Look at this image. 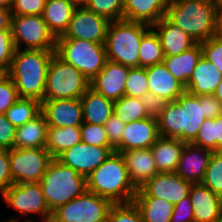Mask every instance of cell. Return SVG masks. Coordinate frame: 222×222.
<instances>
[{
  "label": "cell",
  "instance_id": "obj_1",
  "mask_svg": "<svg viewBox=\"0 0 222 222\" xmlns=\"http://www.w3.org/2000/svg\"><path fill=\"white\" fill-rule=\"evenodd\" d=\"M55 51L15 49L9 71L19 98L44 100L49 63Z\"/></svg>",
  "mask_w": 222,
  "mask_h": 222
},
{
  "label": "cell",
  "instance_id": "obj_2",
  "mask_svg": "<svg viewBox=\"0 0 222 222\" xmlns=\"http://www.w3.org/2000/svg\"><path fill=\"white\" fill-rule=\"evenodd\" d=\"M205 119L204 103H200L199 95L185 91L176 101L167 102L157 119L159 135L191 143Z\"/></svg>",
  "mask_w": 222,
  "mask_h": 222
},
{
  "label": "cell",
  "instance_id": "obj_3",
  "mask_svg": "<svg viewBox=\"0 0 222 222\" xmlns=\"http://www.w3.org/2000/svg\"><path fill=\"white\" fill-rule=\"evenodd\" d=\"M87 190L113 204L133 202L137 188L130 181L121 153L113 152L86 178Z\"/></svg>",
  "mask_w": 222,
  "mask_h": 222
},
{
  "label": "cell",
  "instance_id": "obj_4",
  "mask_svg": "<svg viewBox=\"0 0 222 222\" xmlns=\"http://www.w3.org/2000/svg\"><path fill=\"white\" fill-rule=\"evenodd\" d=\"M216 10L214 0H171L165 16L201 43L215 36Z\"/></svg>",
  "mask_w": 222,
  "mask_h": 222
},
{
  "label": "cell",
  "instance_id": "obj_5",
  "mask_svg": "<svg viewBox=\"0 0 222 222\" xmlns=\"http://www.w3.org/2000/svg\"><path fill=\"white\" fill-rule=\"evenodd\" d=\"M151 29L143 22L110 21L105 39L107 60L125 66L139 67V52L142 37Z\"/></svg>",
  "mask_w": 222,
  "mask_h": 222
},
{
  "label": "cell",
  "instance_id": "obj_6",
  "mask_svg": "<svg viewBox=\"0 0 222 222\" xmlns=\"http://www.w3.org/2000/svg\"><path fill=\"white\" fill-rule=\"evenodd\" d=\"M51 212L87 190L86 177L54 158L40 181Z\"/></svg>",
  "mask_w": 222,
  "mask_h": 222
},
{
  "label": "cell",
  "instance_id": "obj_7",
  "mask_svg": "<svg viewBox=\"0 0 222 222\" xmlns=\"http://www.w3.org/2000/svg\"><path fill=\"white\" fill-rule=\"evenodd\" d=\"M1 197L8 208L20 213L19 217L12 216L6 221L38 222V217L39 222L51 221L52 212L46 203L40 182L12 184L1 194ZM33 214L37 216L35 219L32 217ZM20 217L23 219L21 220Z\"/></svg>",
  "mask_w": 222,
  "mask_h": 222
},
{
  "label": "cell",
  "instance_id": "obj_8",
  "mask_svg": "<svg viewBox=\"0 0 222 222\" xmlns=\"http://www.w3.org/2000/svg\"><path fill=\"white\" fill-rule=\"evenodd\" d=\"M55 54L78 69L90 81L107 62L105 45L89 40L56 39Z\"/></svg>",
  "mask_w": 222,
  "mask_h": 222
},
{
  "label": "cell",
  "instance_id": "obj_9",
  "mask_svg": "<svg viewBox=\"0 0 222 222\" xmlns=\"http://www.w3.org/2000/svg\"><path fill=\"white\" fill-rule=\"evenodd\" d=\"M90 88V80L78 69L53 55L47 70L44 100L80 99Z\"/></svg>",
  "mask_w": 222,
  "mask_h": 222
},
{
  "label": "cell",
  "instance_id": "obj_10",
  "mask_svg": "<svg viewBox=\"0 0 222 222\" xmlns=\"http://www.w3.org/2000/svg\"><path fill=\"white\" fill-rule=\"evenodd\" d=\"M113 203L86 190L52 212L50 222H106Z\"/></svg>",
  "mask_w": 222,
  "mask_h": 222
},
{
  "label": "cell",
  "instance_id": "obj_11",
  "mask_svg": "<svg viewBox=\"0 0 222 222\" xmlns=\"http://www.w3.org/2000/svg\"><path fill=\"white\" fill-rule=\"evenodd\" d=\"M10 29L15 49H56V38L42 15H12Z\"/></svg>",
  "mask_w": 222,
  "mask_h": 222
},
{
  "label": "cell",
  "instance_id": "obj_12",
  "mask_svg": "<svg viewBox=\"0 0 222 222\" xmlns=\"http://www.w3.org/2000/svg\"><path fill=\"white\" fill-rule=\"evenodd\" d=\"M53 159L46 148L10 149V171L14 184L40 182Z\"/></svg>",
  "mask_w": 222,
  "mask_h": 222
},
{
  "label": "cell",
  "instance_id": "obj_13",
  "mask_svg": "<svg viewBox=\"0 0 222 222\" xmlns=\"http://www.w3.org/2000/svg\"><path fill=\"white\" fill-rule=\"evenodd\" d=\"M109 23L108 19L97 15L79 3L66 31L56 39H80L104 44Z\"/></svg>",
  "mask_w": 222,
  "mask_h": 222
},
{
  "label": "cell",
  "instance_id": "obj_14",
  "mask_svg": "<svg viewBox=\"0 0 222 222\" xmlns=\"http://www.w3.org/2000/svg\"><path fill=\"white\" fill-rule=\"evenodd\" d=\"M192 184L176 172H158L140 188H137L134 197H156L175 205L189 196Z\"/></svg>",
  "mask_w": 222,
  "mask_h": 222
},
{
  "label": "cell",
  "instance_id": "obj_15",
  "mask_svg": "<svg viewBox=\"0 0 222 222\" xmlns=\"http://www.w3.org/2000/svg\"><path fill=\"white\" fill-rule=\"evenodd\" d=\"M115 152L113 147L92 146L80 142L65 150L56 159L63 165L74 169L78 174L88 175L99 167L111 154Z\"/></svg>",
  "mask_w": 222,
  "mask_h": 222
},
{
  "label": "cell",
  "instance_id": "obj_16",
  "mask_svg": "<svg viewBox=\"0 0 222 222\" xmlns=\"http://www.w3.org/2000/svg\"><path fill=\"white\" fill-rule=\"evenodd\" d=\"M41 112L48 127H80L83 124V107L80 99L43 100Z\"/></svg>",
  "mask_w": 222,
  "mask_h": 222
},
{
  "label": "cell",
  "instance_id": "obj_17",
  "mask_svg": "<svg viewBox=\"0 0 222 222\" xmlns=\"http://www.w3.org/2000/svg\"><path fill=\"white\" fill-rule=\"evenodd\" d=\"M131 67L107 60L103 69L90 81V88L113 101L125 95V84Z\"/></svg>",
  "mask_w": 222,
  "mask_h": 222
},
{
  "label": "cell",
  "instance_id": "obj_18",
  "mask_svg": "<svg viewBox=\"0 0 222 222\" xmlns=\"http://www.w3.org/2000/svg\"><path fill=\"white\" fill-rule=\"evenodd\" d=\"M160 137L158 122L150 117L129 122L122 134L121 142L114 148L115 152H126L132 149L151 148Z\"/></svg>",
  "mask_w": 222,
  "mask_h": 222
},
{
  "label": "cell",
  "instance_id": "obj_19",
  "mask_svg": "<svg viewBox=\"0 0 222 222\" xmlns=\"http://www.w3.org/2000/svg\"><path fill=\"white\" fill-rule=\"evenodd\" d=\"M212 154V150L186 143L175 172L193 184L202 183Z\"/></svg>",
  "mask_w": 222,
  "mask_h": 222
},
{
  "label": "cell",
  "instance_id": "obj_20",
  "mask_svg": "<svg viewBox=\"0 0 222 222\" xmlns=\"http://www.w3.org/2000/svg\"><path fill=\"white\" fill-rule=\"evenodd\" d=\"M151 28L158 35L164 56L178 55L196 44L184 30L173 24L166 16L151 25Z\"/></svg>",
  "mask_w": 222,
  "mask_h": 222
},
{
  "label": "cell",
  "instance_id": "obj_21",
  "mask_svg": "<svg viewBox=\"0 0 222 222\" xmlns=\"http://www.w3.org/2000/svg\"><path fill=\"white\" fill-rule=\"evenodd\" d=\"M189 196L194 222H214L222 214V198L202 183L192 184Z\"/></svg>",
  "mask_w": 222,
  "mask_h": 222
},
{
  "label": "cell",
  "instance_id": "obj_22",
  "mask_svg": "<svg viewBox=\"0 0 222 222\" xmlns=\"http://www.w3.org/2000/svg\"><path fill=\"white\" fill-rule=\"evenodd\" d=\"M120 153L124 158L130 181L136 188H140L158 173L151 148L132 149Z\"/></svg>",
  "mask_w": 222,
  "mask_h": 222
},
{
  "label": "cell",
  "instance_id": "obj_23",
  "mask_svg": "<svg viewBox=\"0 0 222 222\" xmlns=\"http://www.w3.org/2000/svg\"><path fill=\"white\" fill-rule=\"evenodd\" d=\"M149 92L166 101H176L186 90L163 63L146 67Z\"/></svg>",
  "mask_w": 222,
  "mask_h": 222
},
{
  "label": "cell",
  "instance_id": "obj_24",
  "mask_svg": "<svg viewBox=\"0 0 222 222\" xmlns=\"http://www.w3.org/2000/svg\"><path fill=\"white\" fill-rule=\"evenodd\" d=\"M170 2L171 0H124V19L153 25L166 15Z\"/></svg>",
  "mask_w": 222,
  "mask_h": 222
},
{
  "label": "cell",
  "instance_id": "obj_25",
  "mask_svg": "<svg viewBox=\"0 0 222 222\" xmlns=\"http://www.w3.org/2000/svg\"><path fill=\"white\" fill-rule=\"evenodd\" d=\"M221 81L222 73L212 62L201 56L185 90L193 95H210L214 94Z\"/></svg>",
  "mask_w": 222,
  "mask_h": 222
},
{
  "label": "cell",
  "instance_id": "obj_26",
  "mask_svg": "<svg viewBox=\"0 0 222 222\" xmlns=\"http://www.w3.org/2000/svg\"><path fill=\"white\" fill-rule=\"evenodd\" d=\"M78 5L77 0H47L42 17L55 38L64 34Z\"/></svg>",
  "mask_w": 222,
  "mask_h": 222
},
{
  "label": "cell",
  "instance_id": "obj_27",
  "mask_svg": "<svg viewBox=\"0 0 222 222\" xmlns=\"http://www.w3.org/2000/svg\"><path fill=\"white\" fill-rule=\"evenodd\" d=\"M185 142L176 138L159 137L151 146L158 172H175Z\"/></svg>",
  "mask_w": 222,
  "mask_h": 222
},
{
  "label": "cell",
  "instance_id": "obj_28",
  "mask_svg": "<svg viewBox=\"0 0 222 222\" xmlns=\"http://www.w3.org/2000/svg\"><path fill=\"white\" fill-rule=\"evenodd\" d=\"M83 107V123L105 125L114 114V101L89 88L80 98Z\"/></svg>",
  "mask_w": 222,
  "mask_h": 222
},
{
  "label": "cell",
  "instance_id": "obj_29",
  "mask_svg": "<svg viewBox=\"0 0 222 222\" xmlns=\"http://www.w3.org/2000/svg\"><path fill=\"white\" fill-rule=\"evenodd\" d=\"M48 124L41 113L32 121L17 127L14 138V148H45L47 143Z\"/></svg>",
  "mask_w": 222,
  "mask_h": 222
},
{
  "label": "cell",
  "instance_id": "obj_30",
  "mask_svg": "<svg viewBox=\"0 0 222 222\" xmlns=\"http://www.w3.org/2000/svg\"><path fill=\"white\" fill-rule=\"evenodd\" d=\"M202 56V47L196 43L190 49L174 56H164L163 64L184 87L190 79L198 60Z\"/></svg>",
  "mask_w": 222,
  "mask_h": 222
},
{
  "label": "cell",
  "instance_id": "obj_31",
  "mask_svg": "<svg viewBox=\"0 0 222 222\" xmlns=\"http://www.w3.org/2000/svg\"><path fill=\"white\" fill-rule=\"evenodd\" d=\"M82 142L80 127H48L46 150L57 158L65 150Z\"/></svg>",
  "mask_w": 222,
  "mask_h": 222
},
{
  "label": "cell",
  "instance_id": "obj_32",
  "mask_svg": "<svg viewBox=\"0 0 222 222\" xmlns=\"http://www.w3.org/2000/svg\"><path fill=\"white\" fill-rule=\"evenodd\" d=\"M134 204L139 208L143 222H170L174 205L156 197H134Z\"/></svg>",
  "mask_w": 222,
  "mask_h": 222
},
{
  "label": "cell",
  "instance_id": "obj_33",
  "mask_svg": "<svg viewBox=\"0 0 222 222\" xmlns=\"http://www.w3.org/2000/svg\"><path fill=\"white\" fill-rule=\"evenodd\" d=\"M191 143L213 152L222 151V115L206 118Z\"/></svg>",
  "mask_w": 222,
  "mask_h": 222
},
{
  "label": "cell",
  "instance_id": "obj_34",
  "mask_svg": "<svg viewBox=\"0 0 222 222\" xmlns=\"http://www.w3.org/2000/svg\"><path fill=\"white\" fill-rule=\"evenodd\" d=\"M41 113V101L34 98H19L5 112V116L17 128L32 121Z\"/></svg>",
  "mask_w": 222,
  "mask_h": 222
},
{
  "label": "cell",
  "instance_id": "obj_35",
  "mask_svg": "<svg viewBox=\"0 0 222 222\" xmlns=\"http://www.w3.org/2000/svg\"><path fill=\"white\" fill-rule=\"evenodd\" d=\"M139 67H149L163 63L164 53L156 32L151 28L141 40Z\"/></svg>",
  "mask_w": 222,
  "mask_h": 222
},
{
  "label": "cell",
  "instance_id": "obj_36",
  "mask_svg": "<svg viewBox=\"0 0 222 222\" xmlns=\"http://www.w3.org/2000/svg\"><path fill=\"white\" fill-rule=\"evenodd\" d=\"M114 114L125 124L149 117L139 98L126 95L114 101Z\"/></svg>",
  "mask_w": 222,
  "mask_h": 222
},
{
  "label": "cell",
  "instance_id": "obj_37",
  "mask_svg": "<svg viewBox=\"0 0 222 222\" xmlns=\"http://www.w3.org/2000/svg\"><path fill=\"white\" fill-rule=\"evenodd\" d=\"M80 3L88 10L105 17L109 21L124 19V0H82Z\"/></svg>",
  "mask_w": 222,
  "mask_h": 222
},
{
  "label": "cell",
  "instance_id": "obj_38",
  "mask_svg": "<svg viewBox=\"0 0 222 222\" xmlns=\"http://www.w3.org/2000/svg\"><path fill=\"white\" fill-rule=\"evenodd\" d=\"M202 184L222 198V151L211 155Z\"/></svg>",
  "mask_w": 222,
  "mask_h": 222
},
{
  "label": "cell",
  "instance_id": "obj_39",
  "mask_svg": "<svg viewBox=\"0 0 222 222\" xmlns=\"http://www.w3.org/2000/svg\"><path fill=\"white\" fill-rule=\"evenodd\" d=\"M147 92H149V85L146 68H130L125 84V95L129 97L139 98Z\"/></svg>",
  "mask_w": 222,
  "mask_h": 222
},
{
  "label": "cell",
  "instance_id": "obj_40",
  "mask_svg": "<svg viewBox=\"0 0 222 222\" xmlns=\"http://www.w3.org/2000/svg\"><path fill=\"white\" fill-rule=\"evenodd\" d=\"M106 222H143V218L134 202L117 203L110 207Z\"/></svg>",
  "mask_w": 222,
  "mask_h": 222
},
{
  "label": "cell",
  "instance_id": "obj_41",
  "mask_svg": "<svg viewBox=\"0 0 222 222\" xmlns=\"http://www.w3.org/2000/svg\"><path fill=\"white\" fill-rule=\"evenodd\" d=\"M80 132L83 143L99 147H112L109 143L104 125L83 123L80 126Z\"/></svg>",
  "mask_w": 222,
  "mask_h": 222
},
{
  "label": "cell",
  "instance_id": "obj_42",
  "mask_svg": "<svg viewBox=\"0 0 222 222\" xmlns=\"http://www.w3.org/2000/svg\"><path fill=\"white\" fill-rule=\"evenodd\" d=\"M18 99L13 80L6 73H2L0 75V114H5Z\"/></svg>",
  "mask_w": 222,
  "mask_h": 222
},
{
  "label": "cell",
  "instance_id": "obj_43",
  "mask_svg": "<svg viewBox=\"0 0 222 222\" xmlns=\"http://www.w3.org/2000/svg\"><path fill=\"white\" fill-rule=\"evenodd\" d=\"M15 52L11 30H0V72L9 71Z\"/></svg>",
  "mask_w": 222,
  "mask_h": 222
},
{
  "label": "cell",
  "instance_id": "obj_44",
  "mask_svg": "<svg viewBox=\"0 0 222 222\" xmlns=\"http://www.w3.org/2000/svg\"><path fill=\"white\" fill-rule=\"evenodd\" d=\"M200 44L202 56L212 62L222 73V39L213 36Z\"/></svg>",
  "mask_w": 222,
  "mask_h": 222
},
{
  "label": "cell",
  "instance_id": "obj_45",
  "mask_svg": "<svg viewBox=\"0 0 222 222\" xmlns=\"http://www.w3.org/2000/svg\"><path fill=\"white\" fill-rule=\"evenodd\" d=\"M47 0H13L11 15H42Z\"/></svg>",
  "mask_w": 222,
  "mask_h": 222
},
{
  "label": "cell",
  "instance_id": "obj_46",
  "mask_svg": "<svg viewBox=\"0 0 222 222\" xmlns=\"http://www.w3.org/2000/svg\"><path fill=\"white\" fill-rule=\"evenodd\" d=\"M139 100L144 105L148 116L156 120L161 116L168 102L152 92L145 93L143 96L139 97Z\"/></svg>",
  "mask_w": 222,
  "mask_h": 222
},
{
  "label": "cell",
  "instance_id": "obj_47",
  "mask_svg": "<svg viewBox=\"0 0 222 222\" xmlns=\"http://www.w3.org/2000/svg\"><path fill=\"white\" fill-rule=\"evenodd\" d=\"M126 124L112 114L104 125L110 145L115 148L122 139Z\"/></svg>",
  "mask_w": 222,
  "mask_h": 222
},
{
  "label": "cell",
  "instance_id": "obj_48",
  "mask_svg": "<svg viewBox=\"0 0 222 222\" xmlns=\"http://www.w3.org/2000/svg\"><path fill=\"white\" fill-rule=\"evenodd\" d=\"M193 206L190 196L185 197L174 205L170 222H194Z\"/></svg>",
  "mask_w": 222,
  "mask_h": 222
},
{
  "label": "cell",
  "instance_id": "obj_49",
  "mask_svg": "<svg viewBox=\"0 0 222 222\" xmlns=\"http://www.w3.org/2000/svg\"><path fill=\"white\" fill-rule=\"evenodd\" d=\"M16 128L8 121L5 114H0V149L14 148Z\"/></svg>",
  "mask_w": 222,
  "mask_h": 222
},
{
  "label": "cell",
  "instance_id": "obj_50",
  "mask_svg": "<svg viewBox=\"0 0 222 222\" xmlns=\"http://www.w3.org/2000/svg\"><path fill=\"white\" fill-rule=\"evenodd\" d=\"M12 184V175L10 171L9 150L0 149V195Z\"/></svg>",
  "mask_w": 222,
  "mask_h": 222
},
{
  "label": "cell",
  "instance_id": "obj_51",
  "mask_svg": "<svg viewBox=\"0 0 222 222\" xmlns=\"http://www.w3.org/2000/svg\"><path fill=\"white\" fill-rule=\"evenodd\" d=\"M200 103H204L205 118H216L222 115V104L213 95H199Z\"/></svg>",
  "mask_w": 222,
  "mask_h": 222
},
{
  "label": "cell",
  "instance_id": "obj_52",
  "mask_svg": "<svg viewBox=\"0 0 222 222\" xmlns=\"http://www.w3.org/2000/svg\"><path fill=\"white\" fill-rule=\"evenodd\" d=\"M11 16L10 8L0 6V30H11Z\"/></svg>",
  "mask_w": 222,
  "mask_h": 222
},
{
  "label": "cell",
  "instance_id": "obj_53",
  "mask_svg": "<svg viewBox=\"0 0 222 222\" xmlns=\"http://www.w3.org/2000/svg\"><path fill=\"white\" fill-rule=\"evenodd\" d=\"M215 36L222 39V3L217 4Z\"/></svg>",
  "mask_w": 222,
  "mask_h": 222
},
{
  "label": "cell",
  "instance_id": "obj_54",
  "mask_svg": "<svg viewBox=\"0 0 222 222\" xmlns=\"http://www.w3.org/2000/svg\"><path fill=\"white\" fill-rule=\"evenodd\" d=\"M222 104V81L218 84L216 91L213 94Z\"/></svg>",
  "mask_w": 222,
  "mask_h": 222
},
{
  "label": "cell",
  "instance_id": "obj_55",
  "mask_svg": "<svg viewBox=\"0 0 222 222\" xmlns=\"http://www.w3.org/2000/svg\"><path fill=\"white\" fill-rule=\"evenodd\" d=\"M13 0H0V6L1 7H6V8H11Z\"/></svg>",
  "mask_w": 222,
  "mask_h": 222
},
{
  "label": "cell",
  "instance_id": "obj_56",
  "mask_svg": "<svg viewBox=\"0 0 222 222\" xmlns=\"http://www.w3.org/2000/svg\"><path fill=\"white\" fill-rule=\"evenodd\" d=\"M214 222H222V214Z\"/></svg>",
  "mask_w": 222,
  "mask_h": 222
},
{
  "label": "cell",
  "instance_id": "obj_57",
  "mask_svg": "<svg viewBox=\"0 0 222 222\" xmlns=\"http://www.w3.org/2000/svg\"><path fill=\"white\" fill-rule=\"evenodd\" d=\"M217 4L222 3V0H214Z\"/></svg>",
  "mask_w": 222,
  "mask_h": 222
},
{
  "label": "cell",
  "instance_id": "obj_58",
  "mask_svg": "<svg viewBox=\"0 0 222 222\" xmlns=\"http://www.w3.org/2000/svg\"><path fill=\"white\" fill-rule=\"evenodd\" d=\"M0 222H10V221H6V220L2 219Z\"/></svg>",
  "mask_w": 222,
  "mask_h": 222
}]
</instances>
